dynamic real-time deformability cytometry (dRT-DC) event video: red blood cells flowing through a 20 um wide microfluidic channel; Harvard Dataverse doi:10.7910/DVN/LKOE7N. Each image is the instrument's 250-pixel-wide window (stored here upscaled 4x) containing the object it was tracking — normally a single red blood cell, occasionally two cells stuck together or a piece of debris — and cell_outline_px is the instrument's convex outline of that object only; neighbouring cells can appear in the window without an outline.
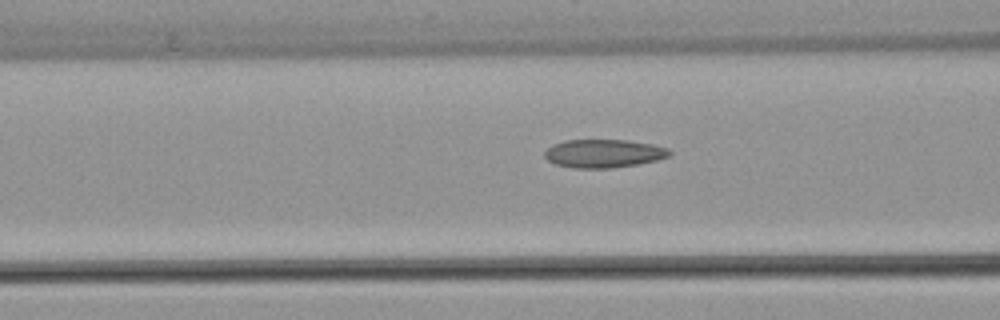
{"species": "common noctule bat (a hibernating species)", "species_latin": "Nyctalus noctula", "temperature_condition": "warm", "stored_images_in_passage": 31, "camera_frame_rate_fps": 3000, "um_per_image_px": 0.085, "animal": {"sex": "female", "body_mass_g": 22.7, "forearm_length_mm": 54.2}, "frame": {"image": 1, "passage_image": 10, "time_ms": 3.0, "image_size_px": [1000, 320], "cell_outline_px": [[672, 152], [668, 156], [656, 160], [640, 164], [612, 168], [576, 168], [556, 164], [548, 160], [544, 156], [544, 152], [552, 144], [564, 140], [628, 140], [652, 144], [668, 148]], "centroid_in_image_um": [51.31, 13.04], "position_along_channel_um": 115.3, "area_um2": 20.63}}
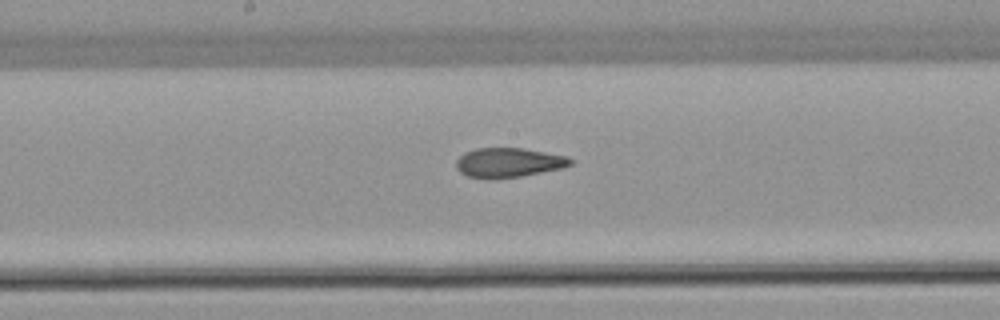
{"frame": {"image": 2, "passage_image": 17, "time_ms": 5.333, "image_size_px": [1000, 320], "cell_outline_px": [[572, 164], [564, 168], [520, 176], [496, 180], [492, 180], [468, 176], [460, 172], [456, 168], [456, 160], [464, 152], [476, 148], [524, 148], [568, 156], [572, 160]], "centroid_in_image_um": [43.22, 13.83], "position_along_channel_um": 205.0, "area_um2": 19.94}}
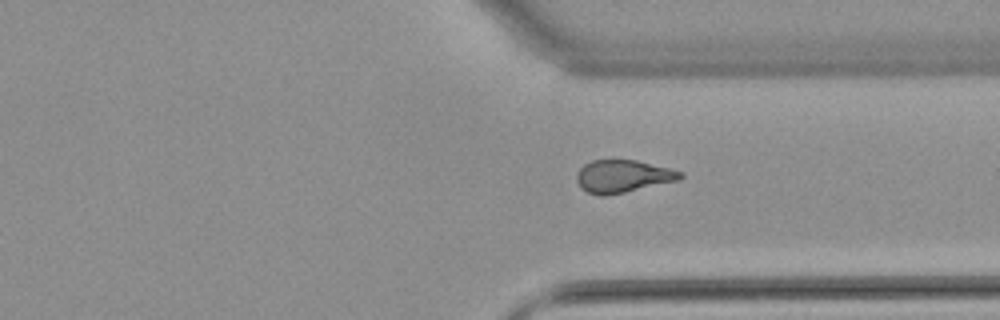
{"frame": {"image": 3, "passage_image": 29, "time_ms": 9.333, "image_size_px": [1000, 320], "cell_outline_px": [[684, 176], [680, 180], [608, 196], [600, 196], [588, 192], [580, 188], [576, 180], [576, 176], [580, 168], [584, 164], [592, 160], [636, 160], [672, 168], [684, 172]], "centroid_in_image_um": [52.97, 14.99], "position_along_channel_um": 358.4, "area_um2": 20.0}}